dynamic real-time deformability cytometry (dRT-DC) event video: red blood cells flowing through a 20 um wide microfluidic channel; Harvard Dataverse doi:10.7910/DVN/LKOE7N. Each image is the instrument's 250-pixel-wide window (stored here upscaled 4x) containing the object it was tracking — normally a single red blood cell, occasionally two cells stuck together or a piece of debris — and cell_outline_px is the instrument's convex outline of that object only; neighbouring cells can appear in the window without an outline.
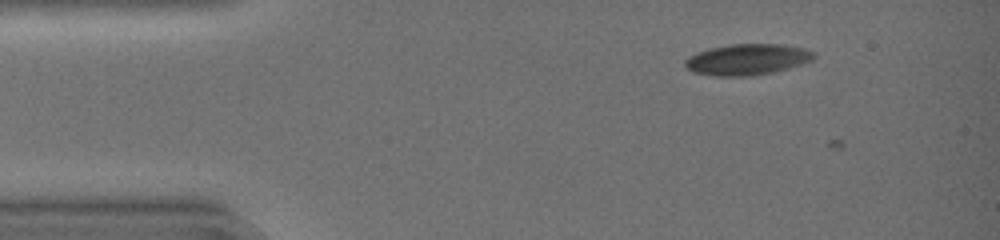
{"species": "common noctule bat (a hibernating species)", "species_latin": "Nyctalus noctula", "temperature_condition": "warm", "stored_images_in_passage": 7, "camera_frame_rate_fps": 3000, "um_per_image_px": 0.085, "animal": {"sex": "female", "body_mass_g": 19.0, "forearm_length_mm": 51.5}, "frame": {"image": 1, "passage_image": 6, "time_ms": 1.667, "image_size_px": [1000, 240], "cell_outline_px": [[816, 56], [812, 60], [788, 68], [772, 72], [752, 76], [712, 76], [692, 72], [684, 64], [684, 60], [688, 56], [696, 52], [708, 48], [732, 44], [780, 44], [804, 48], [812, 52]], "centroid_in_image_um": [63.46, 5.06], "position_along_channel_um": 21.5, "area_um2": 23.35}}